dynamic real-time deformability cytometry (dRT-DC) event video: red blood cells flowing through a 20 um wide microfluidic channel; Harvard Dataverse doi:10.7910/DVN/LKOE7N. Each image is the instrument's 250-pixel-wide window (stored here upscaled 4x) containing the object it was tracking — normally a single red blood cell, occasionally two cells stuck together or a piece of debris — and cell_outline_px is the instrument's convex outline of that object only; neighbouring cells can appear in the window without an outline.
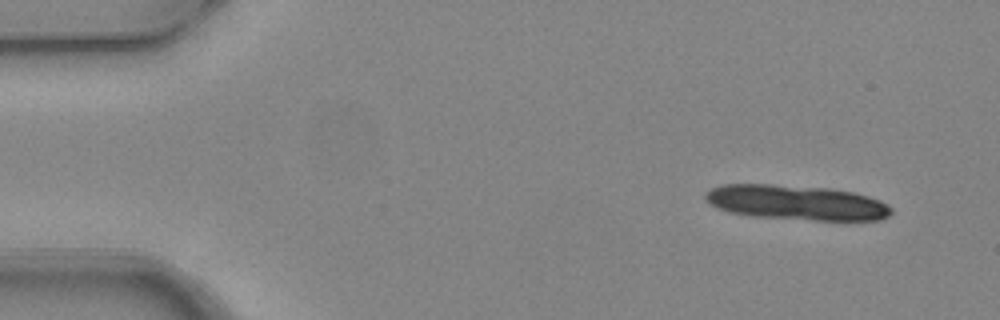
{"species": "common noctule bat (a hibernating species)", "species_latin": "Nyctalus noctula", "temperature_condition": "warm", "stored_images_in_passage": 4, "camera_frame_rate_fps": 3000, "um_per_image_px": 0.085, "animal": {"sex": "female", "body_mass_g": 24.6, "forearm_length_mm": 56.2}, "frame": {"image": 1, "passage_image": 1, "time_ms": 0.0, "image_size_px": [1000, 320], "cell_outline_px": [[892, 212], [888, 216], [880, 220], [812, 220], [752, 216], [728, 212], [716, 208], [704, 200], [704, 196], [712, 188], [724, 184], [772, 184], [828, 188], [852, 192], [868, 196], [880, 200], [888, 204], [892, 208]], "centroid_in_image_um": [67.69, 17.22], "position_along_channel_um": 17.3, "area_um2": 37.92}}